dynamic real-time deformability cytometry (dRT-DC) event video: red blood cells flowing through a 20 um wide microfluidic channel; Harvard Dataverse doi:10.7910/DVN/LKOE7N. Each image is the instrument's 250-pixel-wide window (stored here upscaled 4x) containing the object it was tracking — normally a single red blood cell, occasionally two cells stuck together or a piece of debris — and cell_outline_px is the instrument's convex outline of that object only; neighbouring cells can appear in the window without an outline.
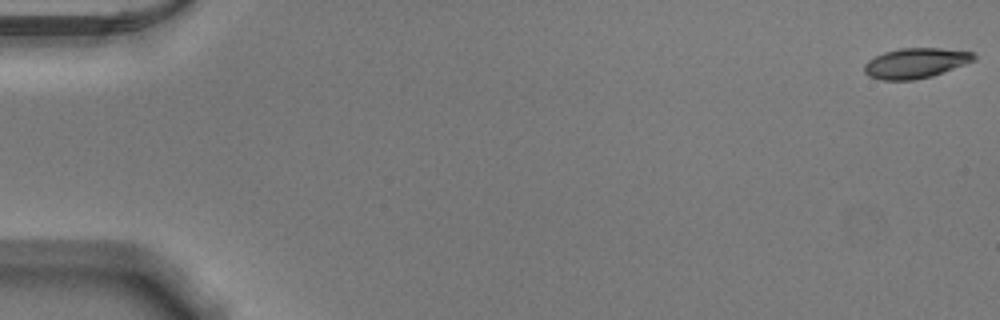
{"species": "Egyptian fruit bat (a non-hibernating species)", "species_latin": "Rousettus aegyptiacus", "temperature_condition": "warm", "stored_images_in_passage": 53, "camera_frame_rate_fps": 3000, "um_per_image_px": 0.085, "animal": {"sex": "male"}, "frame": {"image": 1, "passage_image": 1, "time_ms": 0.0, "image_size_px": [1000, 320], "cell_outline_px": [[976, 60], [932, 76], [912, 80], [884, 80], [868, 76], [864, 72], [864, 64], [868, 60], [884, 52], [900, 48], [940, 48], [972, 52], [976, 56]], "centroid_in_image_um": [77.81, 5.36], "position_along_channel_um": 7.2, "area_um2": 19.19}}
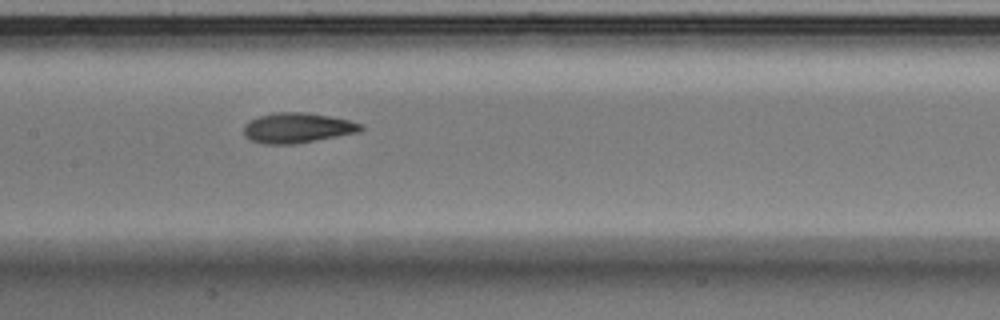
{"frame": {"image": 2, "passage_image": 27, "time_ms": 8.667, "image_size_px": [1000, 320], "cell_outline_px": [[364, 128], [360, 132], [296, 144], [264, 144], [252, 140], [244, 136], [244, 124], [248, 120], [260, 116], [276, 112], [304, 112], [328, 116], [348, 120], [364, 124]], "centroid_in_image_um": [25.28, 10.87], "position_along_channel_um": 182.1, "area_um2": 20.63}}
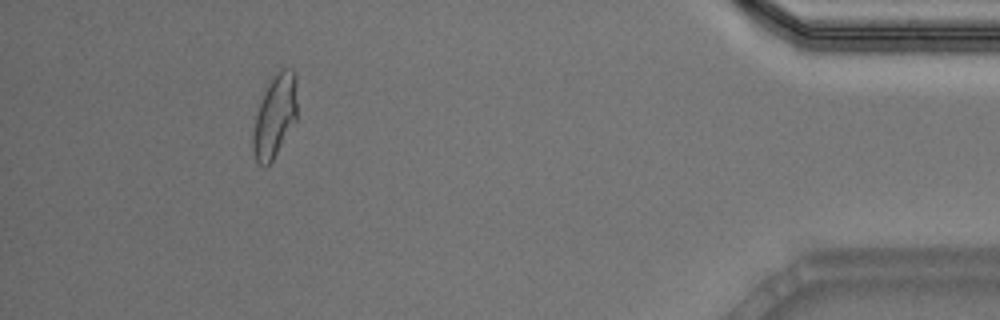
{"frame": {"image": 3, "passage_image": 49, "time_ms": 16.0, "image_size_px": [1000, 320], "cell_outline_px": [[296, 120], [272, 160], [264, 168], [256, 160], [252, 148], [252, 136], [256, 116], [264, 88], [272, 76], [284, 68], [292, 68], [296, 72]], "centroid_in_image_um": [23.35, 9.83], "position_along_channel_um": 411.8, "area_um2": 21.21}, "authors_computed_cell_mechanics": {"area_um2": 20.3456, "velocity_mm_per_s": 3.8764, "shape_relaxation_time_tau1_ms": 4.109, "shape_relaxation_time_tau2_ms": 1.8697, "deformation_change_tau1": 0.1883, "deformation_change_tau2": 0.0908}}